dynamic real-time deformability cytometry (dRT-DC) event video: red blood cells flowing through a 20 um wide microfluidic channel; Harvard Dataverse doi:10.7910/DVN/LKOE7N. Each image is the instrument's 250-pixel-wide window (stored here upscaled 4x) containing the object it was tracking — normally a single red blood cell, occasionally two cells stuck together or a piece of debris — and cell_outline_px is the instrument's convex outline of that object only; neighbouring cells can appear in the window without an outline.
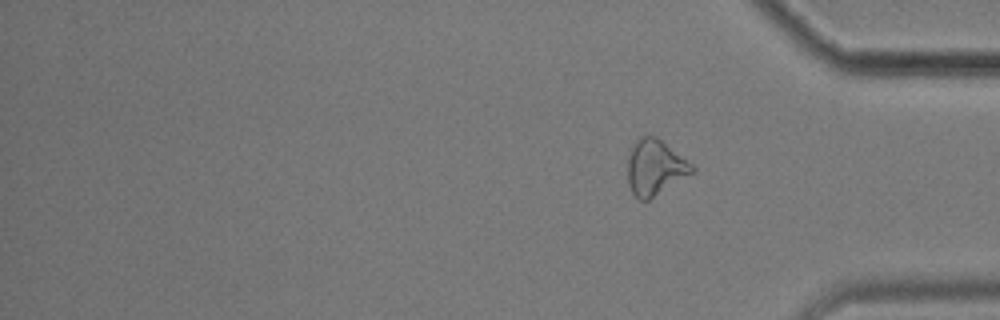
{"species": "common noctule bat (a hibernating species)", "species_latin": "Nyctalus noctula", "temperature_condition": "cold", "stored_images_in_passage": 14, "segment_of_instrument_passage": [2, 2], "camera_frame_rate_fps": 3000, "um_per_image_px": 0.085, "animal": {"sex": "male", "body_mass_g": 17.9}, "frame": {"image": 1, "passage_image": 14, "time_ms": 17.333, "image_size_px": [1000, 320], "cell_outline_px": [[696, 172], [648, 200], [636, 200], [628, 184], [628, 160], [632, 148], [636, 140], [640, 136], [656, 136], [692, 164], [696, 168]], "centroid_in_image_um": [55.69, 14.26], "position_along_channel_um": 379.5, "area_um2": 20.81}}